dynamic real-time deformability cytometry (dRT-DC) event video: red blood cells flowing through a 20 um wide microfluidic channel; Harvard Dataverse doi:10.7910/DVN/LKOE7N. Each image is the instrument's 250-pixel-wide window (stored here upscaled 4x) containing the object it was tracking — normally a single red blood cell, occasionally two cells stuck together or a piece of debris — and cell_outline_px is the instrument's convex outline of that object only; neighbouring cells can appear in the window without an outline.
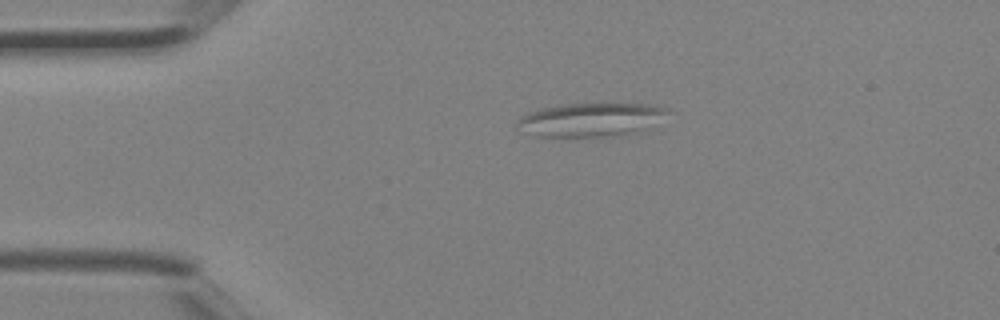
{"species": "Egyptian fruit bat (a non-hibernating species)", "species_latin": "Rousettus aegyptiacus", "temperature_condition": "room temperature", "stored_images_in_passage": 2, "camera_frame_rate_fps": 3000, "um_per_image_px": 0.085, "animal": {"sex": "female"}, "frame": {"image": 1, "passage_image": 2, "time_ms": 0.333, "image_size_px": [1000, 320], "cell_outline_px": [[668, 112], [644, 132], [596, 140], [532, 136], [524, 132], [516, 124], [516, 120], [520, 116], [528, 112], [544, 108], [572, 104], [644, 104], [668, 108]], "centroid_in_image_um": [50.19, 10.26], "position_along_channel_um": 34.8, "area_um2": 30.63}}